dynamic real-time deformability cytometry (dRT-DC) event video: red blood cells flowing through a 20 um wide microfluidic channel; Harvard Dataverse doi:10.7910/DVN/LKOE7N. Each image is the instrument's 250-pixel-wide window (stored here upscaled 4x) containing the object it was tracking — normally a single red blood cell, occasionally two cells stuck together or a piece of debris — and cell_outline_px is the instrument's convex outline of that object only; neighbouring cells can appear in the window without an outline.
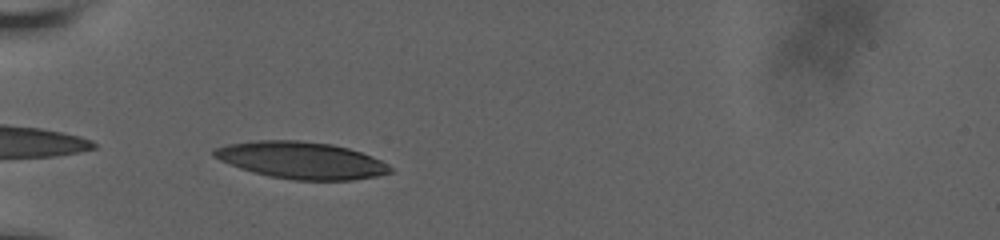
{"species": "human", "species_latin": "Homo sapiens", "temperature_condition": "room temperature", "stored_images_in_passage": 33, "camera_frame_rate_fps": 3000, "um_per_image_px": 0.085, "donor": {"sex": "male"}, "frame": {"image": 1, "passage_image": 1, "time_ms": 0.0, "image_size_px": [1000, 240], "cell_outline_px": [[396, 172], [376, 176], [352, 180], [296, 180], [268, 176], [252, 172], [240, 168], [220, 160], [212, 156], [212, 148], [228, 144], [256, 140], [300, 140], [332, 144], [348, 148], [372, 156], [388, 164]], "centroid_in_image_um": [25.61, 13.62], "position_along_channel_um": 59.4, "area_um2": 38.15}}
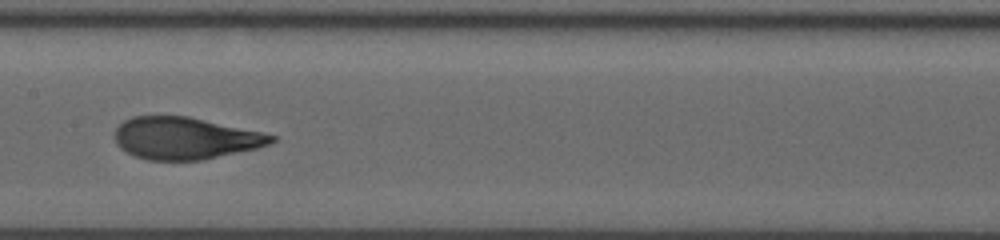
{"frame": {"image": 2, "passage_image": 13, "time_ms": 4.0, "image_size_px": [1000, 240], "cell_outline_px": [[276, 140], [268, 144], [256, 148], [200, 160], [148, 160], [136, 156], [120, 148], [116, 144], [116, 128], [124, 120], [132, 116], [188, 116], [260, 132], [276, 136]], "centroid_in_image_um": [15.7, 11.74], "position_along_channel_um": 191.7, "area_um2": 37.86}}
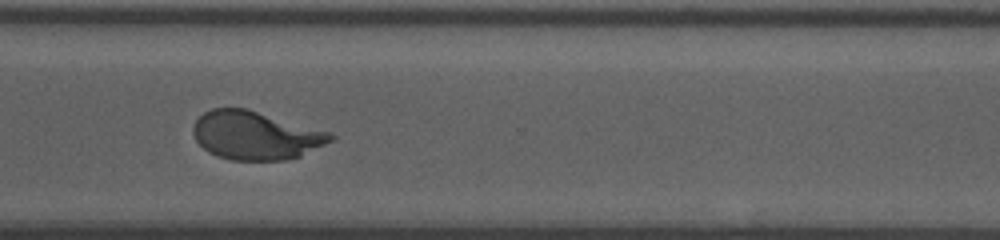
{"frame": {"image": 3, "passage_image": 26, "time_ms": 8.333, "image_size_px": [1000, 240], "cell_outline_px": [[336, 140], [300, 156], [284, 160], [232, 160], [216, 156], [208, 152], [196, 140], [192, 132], [192, 128], [196, 120], [204, 112], [212, 108], [248, 108], [328, 132], [336, 136]], "centroid_in_image_um": [21.72, 11.51], "position_along_channel_um": 348.9, "area_um2": 38.78}, "authors_computed_cell_mechanics": {"area_um2": 38.7838, "velocity_mm_per_s": 3.6319, "shape_relaxation_time_tau1_ms": 4.2522, "shape_relaxation_time_tau2_ms": 0.8233, "deformation_change_tau1": 0.2133, "deformation_change_tau2": 0.0648}}